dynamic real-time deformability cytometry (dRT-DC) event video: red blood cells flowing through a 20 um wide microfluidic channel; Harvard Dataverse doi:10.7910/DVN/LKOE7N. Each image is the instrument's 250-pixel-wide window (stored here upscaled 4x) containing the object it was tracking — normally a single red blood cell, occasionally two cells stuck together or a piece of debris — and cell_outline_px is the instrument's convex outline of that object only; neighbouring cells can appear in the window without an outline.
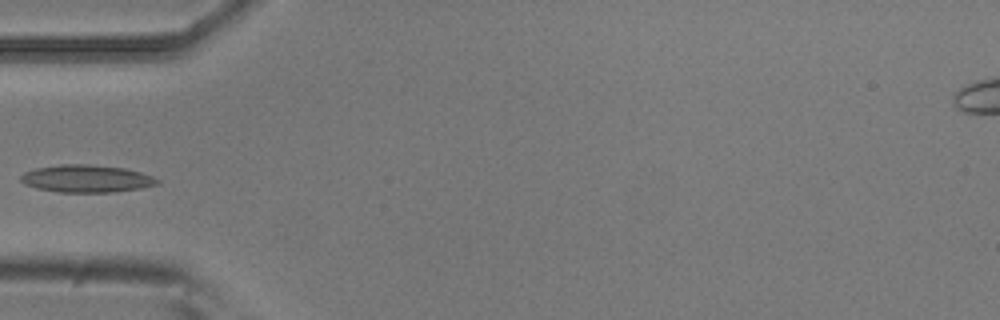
{"species": "common noctule bat (a hibernating species)", "species_latin": "Nyctalus noctula", "temperature_condition": "room temperature", "stored_images_in_passage": 5, "camera_frame_rate_fps": 3000, "um_per_image_px": 0.085, "animal": {"sex": "male", "body_mass_g": 20.5, "forearm_length_mm": 52.5}, "frame": {"image": 1, "passage_image": 5, "time_ms": 1.333, "image_size_px": [1000, 320], "cell_outline_px": [[160, 184], [140, 188], [112, 192], [60, 192], [36, 188], [24, 184], [20, 180], [20, 176], [24, 172], [36, 168], [60, 164], [88, 164], [124, 168], [140, 172], [152, 176], [160, 180]], "centroid_in_image_um": [7.34, 15.18], "position_along_channel_um": 77.7, "area_um2": 21.85}}